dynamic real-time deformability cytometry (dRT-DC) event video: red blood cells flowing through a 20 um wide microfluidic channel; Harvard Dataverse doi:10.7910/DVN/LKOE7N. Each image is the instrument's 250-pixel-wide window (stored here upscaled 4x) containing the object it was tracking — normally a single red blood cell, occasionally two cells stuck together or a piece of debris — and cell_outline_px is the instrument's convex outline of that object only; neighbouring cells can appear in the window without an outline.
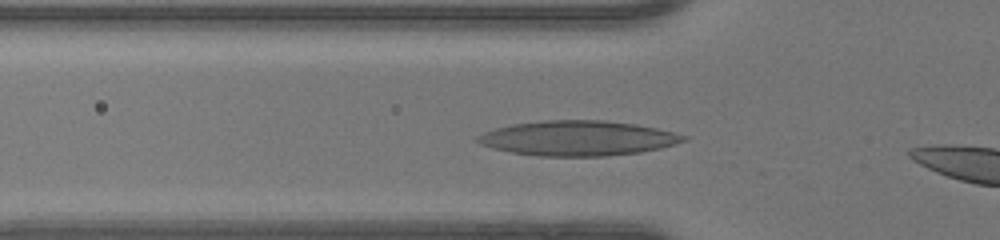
{"species": "human", "species_latin": "Homo sapiens", "temperature_condition": "warm", "stored_images_in_passage": 18, "camera_frame_rate_fps": 3000, "um_per_image_px": 0.085, "donor": {"sex": "female"}, "frame": {"image": 1, "passage_image": 4, "time_ms": 1.0, "image_size_px": [1000, 240], "cell_outline_px": [[688, 140], [660, 148], [640, 152], [608, 156], [536, 156], [512, 152], [492, 148], [480, 144], [476, 140], [476, 136], [484, 132], [496, 128], [512, 124], [544, 120], [604, 120], [636, 124], [656, 128], [688, 136]], "centroid_in_image_um": [49.11, 11.75], "position_along_channel_um": 76.7, "area_um2": 41.96}}
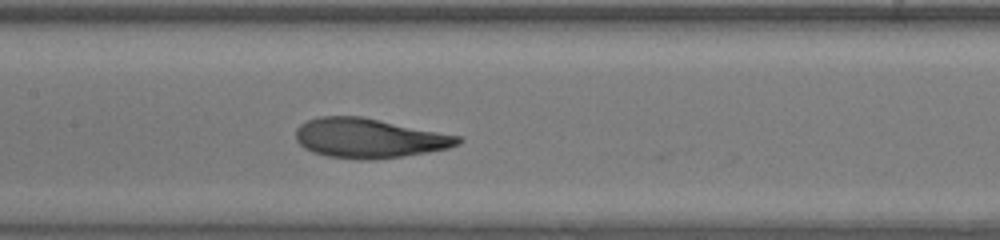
{"frame": {"image": 2, "passage_image": 11, "time_ms": 3.333, "image_size_px": [1000, 240], "cell_outline_px": [[464, 140], [460, 144], [448, 148], [428, 152], [404, 156], [368, 160], [360, 160], [328, 156], [312, 152], [304, 148], [296, 140], [296, 128], [300, 124], [308, 120], [320, 116], [364, 116], [464, 136]], "centroid_in_image_um": [31.43, 11.73], "position_along_channel_um": 176.0, "area_um2": 37.97}}
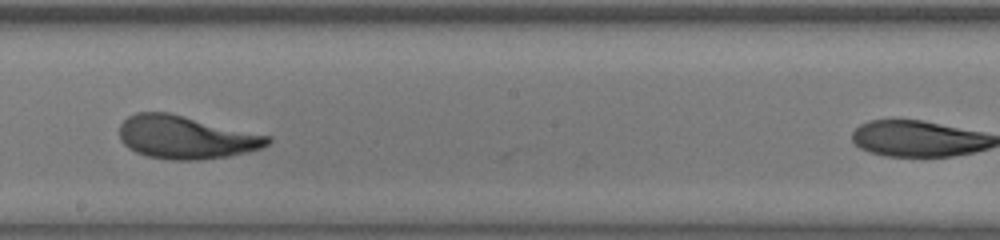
{"frame": {"image": 3, "passage_image": 15, "time_ms": 4.667, "image_size_px": [1000, 240], "cell_outline_px": [[272, 140], [264, 148], [248, 152], [228, 156], [200, 160], [168, 160], [148, 156], [136, 152], [128, 148], [120, 140], [120, 124], [128, 116], [136, 112], [168, 112], [272, 136]], "centroid_in_image_um": [15.82, 11.67], "position_along_channel_um": 232.4, "area_um2": 37.45}}